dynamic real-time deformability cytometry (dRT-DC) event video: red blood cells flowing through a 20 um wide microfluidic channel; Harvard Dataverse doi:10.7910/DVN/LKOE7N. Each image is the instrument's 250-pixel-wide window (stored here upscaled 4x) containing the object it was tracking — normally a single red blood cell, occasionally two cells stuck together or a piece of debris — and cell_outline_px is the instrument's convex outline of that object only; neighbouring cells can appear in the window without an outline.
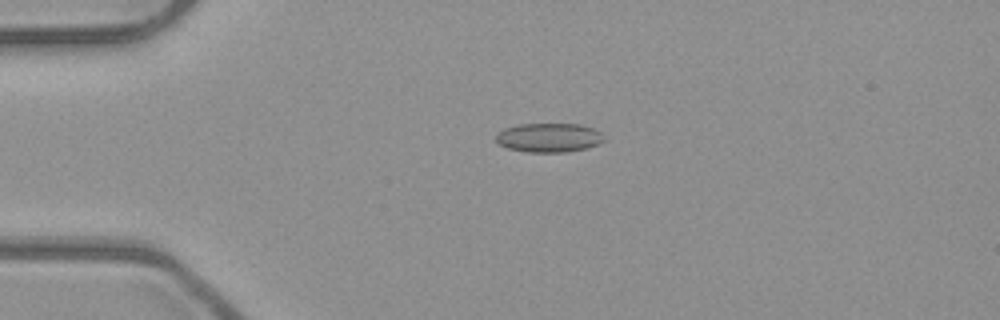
{"species": "common noctule bat (a hibernating species)", "species_latin": "Nyctalus noctula", "temperature_condition": "room temperature", "stored_images_in_passage": 41, "camera_frame_rate_fps": 3000, "um_per_image_px": 0.085, "animal": {"sex": "male", "body_mass_g": 23.1, "forearm_length_mm": 52.7}, "frame": {"image": 1, "passage_image": 1, "time_ms": 0.0, "image_size_px": [1000, 320], "cell_outline_px": [[604, 140], [600, 144], [584, 148], [564, 152], [528, 152], [508, 148], [500, 144], [496, 140], [496, 132], [504, 128], [520, 124], [580, 124], [596, 128], [600, 132]], "centroid_in_image_um": [46.66, 11.69], "position_along_channel_um": 38.3, "area_um2": 18.32}}
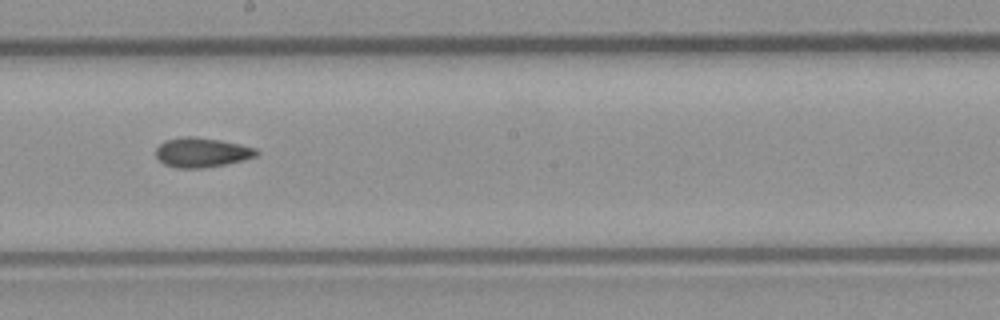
{"frame": {"image": 2, "passage_image": 18, "time_ms": 5.667, "image_size_px": [1000, 320], "cell_outline_px": [[260, 152], [256, 156], [224, 164], [204, 168], [176, 168], [164, 164], [156, 156], [156, 148], [164, 140], [184, 136], [192, 136], [220, 140], [240, 144], [256, 148]], "centroid_in_image_um": [17.13, 12.95], "position_along_channel_um": 231.1, "area_um2": 17.28}}
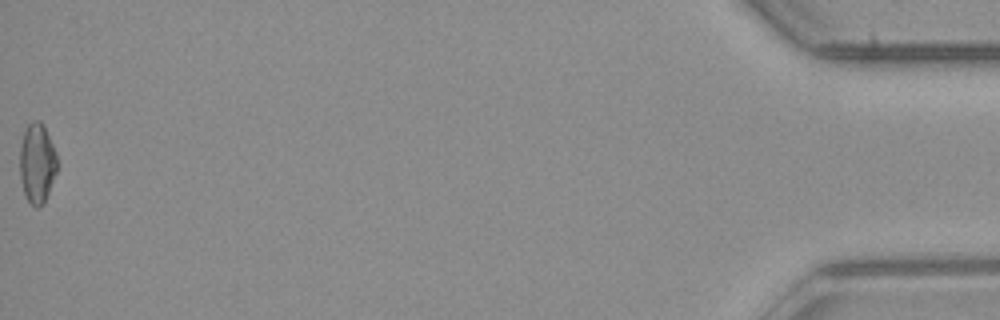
{"frame": {"image": 3, "passage_image": 41, "time_ms": 13.333, "image_size_px": [1000, 320], "cell_outline_px": [[56, 172], [44, 204], [36, 208], [28, 200], [24, 192], [20, 176], [20, 144], [24, 132], [28, 124], [32, 120], [40, 120], [56, 152]], "centroid_in_image_um": [3.14, 13.87], "position_along_channel_um": 432.1, "area_um2": 17.11}, "authors_computed_cell_mechanics": {"area_um2": 17.051, "velocity_mm_per_s": 3.9829, "shape_relaxation_time_tau1_ms": null, "shape_relaxation_time_tau2_ms": 3.3174, "deformation_change_tau1": null, "deformation_change_tau2": 0.1008}}